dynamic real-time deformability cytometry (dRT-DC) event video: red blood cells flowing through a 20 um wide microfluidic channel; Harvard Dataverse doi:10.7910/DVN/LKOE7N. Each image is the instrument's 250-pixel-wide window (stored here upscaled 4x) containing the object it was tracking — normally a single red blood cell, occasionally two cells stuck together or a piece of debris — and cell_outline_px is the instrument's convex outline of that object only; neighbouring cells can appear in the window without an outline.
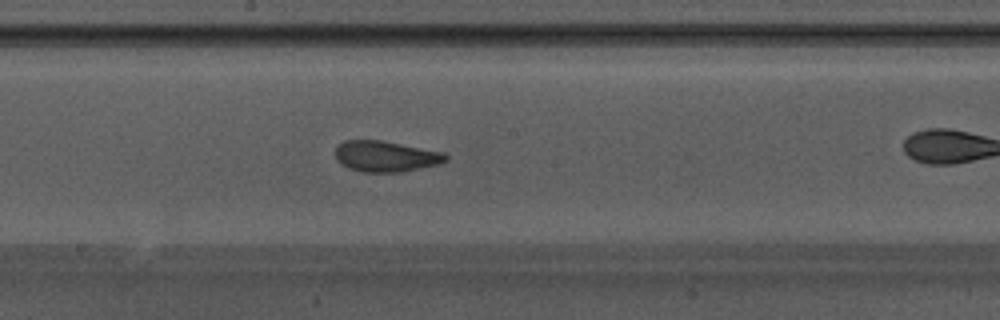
{"species": "Egyptian fruit bat (a non-hibernating species)", "species_latin": "Rousettus aegyptiacus", "temperature_condition": "warm", "stored_images_in_passage": 43, "camera_frame_rate_fps": 3000, "um_per_image_px": 0.085, "animal": {"sex": "male"}, "frame": {"image": 1, "passage_image": 24, "time_ms": 7.667, "image_size_px": [1000, 320], "cell_outline_px": [[448, 160], [436, 164], [400, 172], [360, 172], [348, 168], [340, 164], [336, 160], [336, 148], [344, 140], [380, 140], [444, 152], [448, 156]], "centroid_in_image_um": [32.75, 13.29], "position_along_channel_um": 215.4, "area_um2": 19.77}}
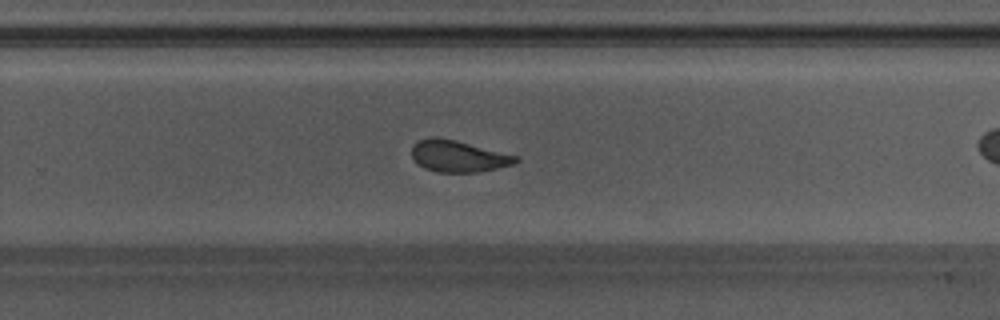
{"frame": {"image": 2, "passage_image": 30, "time_ms": 9.667, "image_size_px": [1000, 320], "cell_outline_px": [[520, 160], [516, 164], [476, 172], [436, 172], [424, 168], [412, 156], [412, 144], [420, 140], [432, 136], [436, 136], [456, 140], [520, 156]], "centroid_in_image_um": [38.99, 13.26], "position_along_channel_um": 290.8, "area_um2": 19.25}, "authors_computed_cell_mechanics": {"area_um2": 20.1722, "velocity_mm_per_s": 3.7807, "shape_relaxation_time_tau1_ms": 6.9885, "shape_relaxation_time_tau2_ms": 1.6969, "deformation_change_tau1": 0.1326, "deformation_change_tau2": 0.0726}}